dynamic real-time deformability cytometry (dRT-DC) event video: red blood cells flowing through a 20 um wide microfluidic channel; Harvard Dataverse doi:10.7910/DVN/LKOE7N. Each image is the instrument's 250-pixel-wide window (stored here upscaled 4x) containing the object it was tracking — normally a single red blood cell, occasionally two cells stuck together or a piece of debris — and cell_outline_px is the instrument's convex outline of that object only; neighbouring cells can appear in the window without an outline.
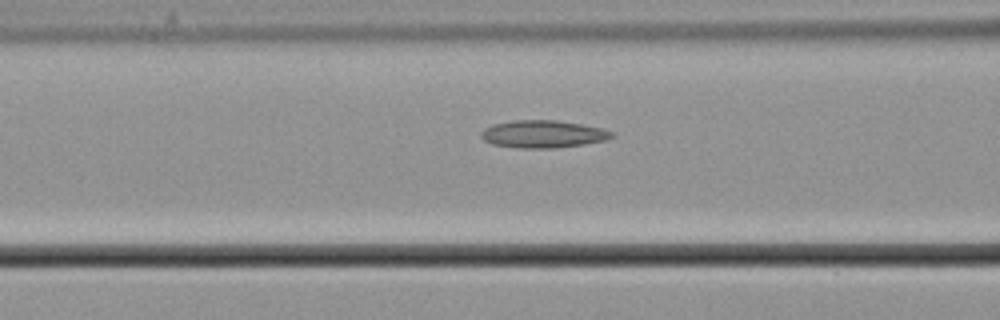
{"species": "common noctule bat (a hibernating species)", "species_latin": "Nyctalus noctula", "temperature_condition": "cold", "stored_images_in_passage": 18, "camera_frame_rate_fps": 3000, "um_per_image_px": 0.085, "animal": {"sex": "male", "body_mass_g": 21.5, "forearm_length_mm": 52.0}, "frame": {"image": 1, "passage_image": 6, "time_ms": 1.667, "image_size_px": [1000, 320], "cell_outline_px": [[616, 136], [604, 140], [584, 144], [556, 148], [516, 148], [492, 144], [484, 140], [480, 136], [480, 132], [484, 128], [492, 124], [512, 120], [556, 120], [584, 124], [604, 128], [616, 132]], "centroid_in_image_um": [46.18, 11.39], "position_along_channel_um": 120.4, "area_um2": 21.33}}
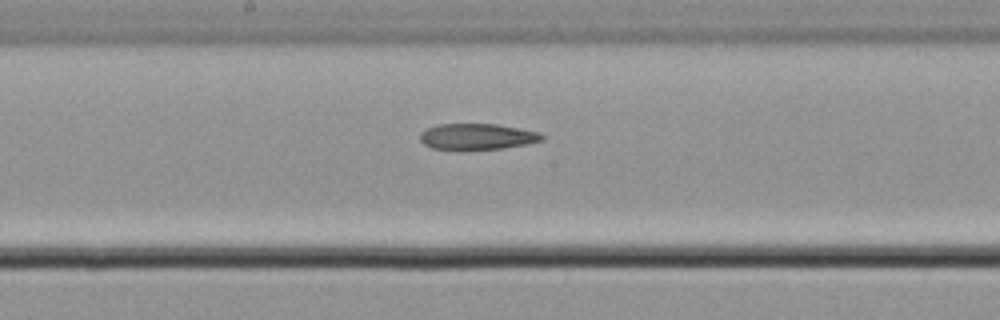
{"frame": {"image": 2, "passage_image": 13, "time_ms": 4.0, "image_size_px": [1000, 320], "cell_outline_px": [[544, 140], [528, 144], [504, 148], [432, 148], [424, 144], [420, 140], [420, 132], [436, 124], [496, 124], [520, 128], [540, 132], [544, 136]], "centroid_in_image_um": [40.6, 11.58], "position_along_channel_um": 207.6, "area_um2": 18.21}}